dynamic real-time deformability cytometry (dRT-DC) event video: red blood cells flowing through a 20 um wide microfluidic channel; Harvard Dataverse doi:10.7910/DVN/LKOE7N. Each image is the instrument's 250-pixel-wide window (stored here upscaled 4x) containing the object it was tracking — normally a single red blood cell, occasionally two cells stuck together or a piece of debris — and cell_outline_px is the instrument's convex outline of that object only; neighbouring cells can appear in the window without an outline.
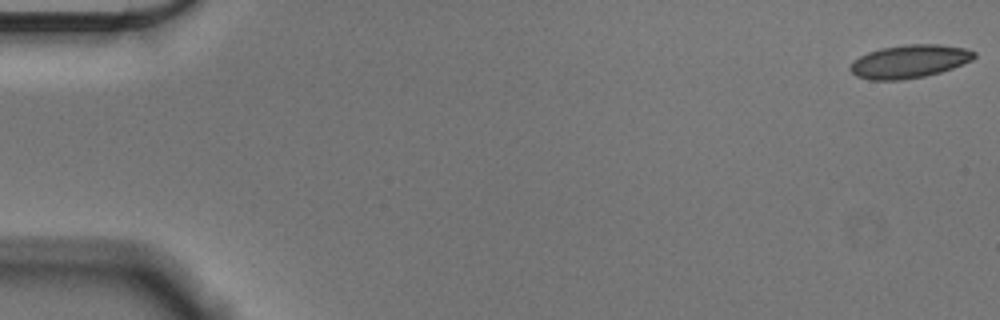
{"species": "Egyptian fruit bat (a non-hibernating species)", "species_latin": "Rousettus aegyptiacus", "temperature_condition": "cold", "stored_images_in_passage": 56, "camera_frame_rate_fps": 3000, "um_per_image_px": 0.085, "animal": {"sex": "male"}, "frame": {"image": 1, "passage_image": 1, "time_ms": 0.0, "image_size_px": [1000, 320], "cell_outline_px": [[976, 56], [972, 60], [952, 68], [940, 72], [924, 76], [900, 80], [868, 80], [856, 76], [848, 68], [852, 60], [868, 52], [880, 48], [904, 44], [940, 44], [964, 48], [976, 52]], "centroid_in_image_um": [77.26, 5.21], "position_along_channel_um": 7.7, "area_um2": 24.1}}
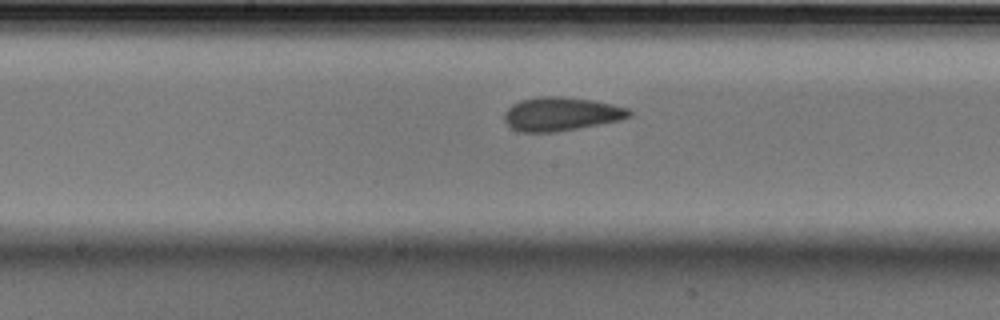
{"frame": {"image": 2, "passage_image": 29, "time_ms": 9.333, "image_size_px": [1000, 320], "cell_outline_px": [[632, 112], [628, 116], [620, 120], [600, 124], [552, 132], [520, 132], [512, 128], [504, 120], [504, 112], [512, 104], [520, 100], [536, 96], [560, 96], [592, 100], [612, 104], [628, 108]], "centroid_in_image_um": [47.65, 9.67], "position_along_channel_um": 200.5, "area_um2": 24.39}}
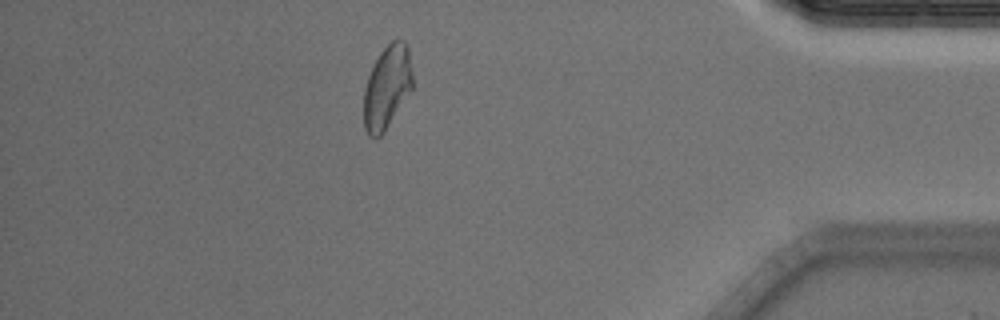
{"frame": {"image": 3, "passage_image": 49, "time_ms": 16.0, "image_size_px": [1000, 320], "cell_outline_px": [[412, 88], [384, 132], [380, 136], [368, 136], [364, 128], [364, 88], [368, 76], [380, 52], [392, 40], [404, 40], [408, 44], [412, 72]], "centroid_in_image_um": [32.9, 7.39], "position_along_channel_um": 402.3, "area_um2": 23.47}, "authors_computed_cell_mechanics": {"area_um2": 23.9003, "velocity_mm_per_s": 3.6058, "shape_relaxation_time_tau1_ms": 8.0727, "shape_relaxation_time_tau2_ms": 1.8301, "deformation_change_tau1": 0.1532, "deformation_change_tau2": 0.0694}}